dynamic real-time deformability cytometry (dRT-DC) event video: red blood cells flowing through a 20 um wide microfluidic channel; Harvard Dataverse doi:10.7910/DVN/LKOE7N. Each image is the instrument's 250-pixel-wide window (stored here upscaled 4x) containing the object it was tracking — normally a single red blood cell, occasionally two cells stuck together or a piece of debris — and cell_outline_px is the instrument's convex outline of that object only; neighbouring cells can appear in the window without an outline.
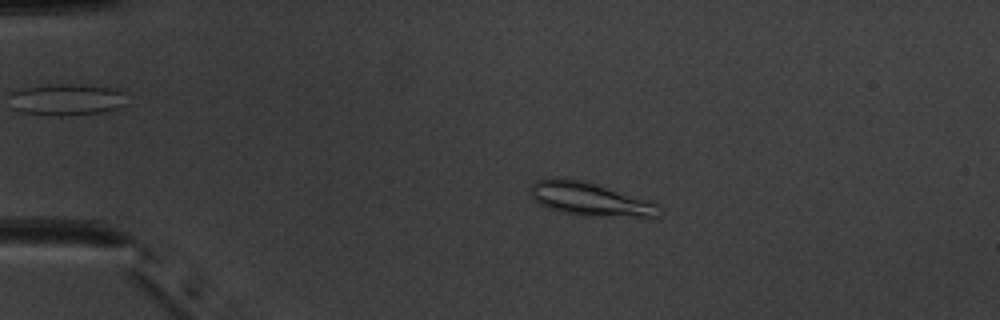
{"species": "common noctule bat (a hibernating species)", "species_latin": "Nyctalus noctula", "temperature_condition": "warm", "stored_images_in_passage": 52, "camera_frame_rate_fps": 3000, "um_per_image_px": 0.085, "animal": {"sex": "male", "body_mass_g": 20.1, "forearm_length_mm": 53.5}, "frame": {"image": 1, "passage_image": 11, "time_ms": 3.333, "image_size_px": [1000, 320], "cell_outline_px": [[664, 212], [660, 216], [576, 216], [560, 212], [540, 204], [528, 192], [532, 184], [536, 180], [552, 176], [556, 176], [588, 180], [656, 200], [660, 204]], "centroid_in_image_um": [50.24, 16.89], "position_along_channel_um": 34.8, "area_um2": 26.53}}
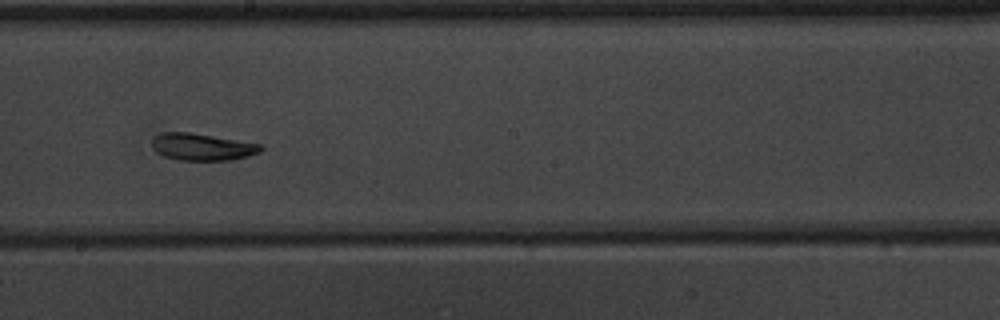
{"frame": {"image": 2, "passage_image": 30, "time_ms": 9.667, "image_size_px": [1000, 320], "cell_outline_px": [[264, 148], [260, 152], [248, 156], [232, 160], [180, 160], [164, 156], [156, 152], [152, 148], [152, 140], [160, 132], [188, 132], [260, 144]], "centroid_in_image_um": [17.16, 12.49], "position_along_channel_um": 231.0, "area_um2": 16.99}}
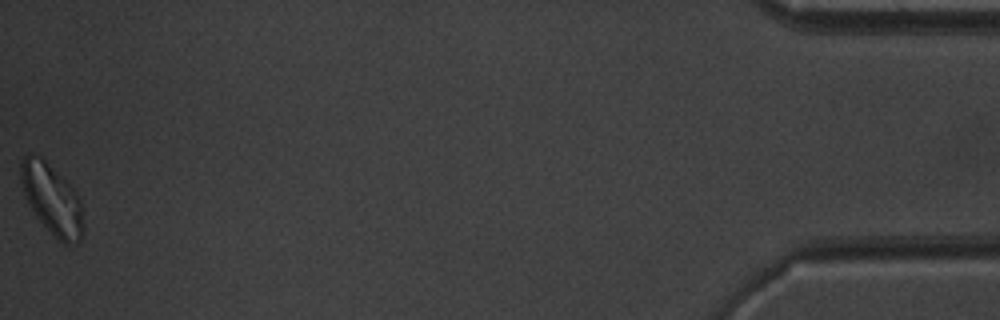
{"frame": {"image": 3, "passage_image": 52, "time_ms": 17.0, "image_size_px": [1000, 320], "cell_outline_px": [[84, 236], [76, 244], [64, 244], [36, 216], [28, 204], [20, 180], [20, 160], [28, 152], [40, 156], [76, 192], [80, 200], [84, 228]], "centroid_in_image_um": [4.41, 16.93], "position_along_channel_um": 430.8, "area_um2": 25.32}, "authors_computed_cell_mechanics": {"area_um2": 19.5942, "velocity_mm_per_s": 3.9272, "shape_relaxation_time_tau1_ms": 3.9253, "shape_relaxation_time_tau2_ms": 4.9767, "deformation_change_tau1": 0.1087, "deformation_change_tau2": 0.0731}}